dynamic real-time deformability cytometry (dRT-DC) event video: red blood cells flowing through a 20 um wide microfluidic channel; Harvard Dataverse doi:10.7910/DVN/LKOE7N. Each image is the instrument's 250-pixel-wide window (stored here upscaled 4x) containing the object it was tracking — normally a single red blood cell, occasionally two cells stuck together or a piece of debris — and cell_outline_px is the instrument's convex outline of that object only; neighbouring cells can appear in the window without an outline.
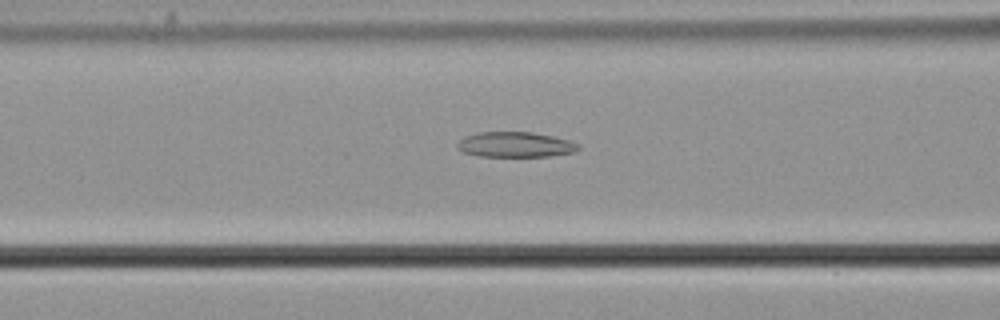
{"species": "common noctule bat (a hibernating species)", "species_latin": "Nyctalus noctula", "temperature_condition": "cold", "stored_images_in_passage": 45, "camera_frame_rate_fps": 3000, "um_per_image_px": 0.085, "animal": {"sex": "male", "body_mass_g": 21.5, "forearm_length_mm": 52.0}, "frame": {"image": 1, "passage_image": 16, "time_ms": 5.0, "image_size_px": [1000, 320], "cell_outline_px": [[580, 148], [572, 152], [548, 156], [480, 156], [464, 152], [456, 144], [464, 136], [480, 132], [532, 132], [552, 136], [568, 140], [580, 144]], "centroid_in_image_um": [43.81, 12.28], "position_along_channel_um": 122.8, "area_um2": 17.57}}
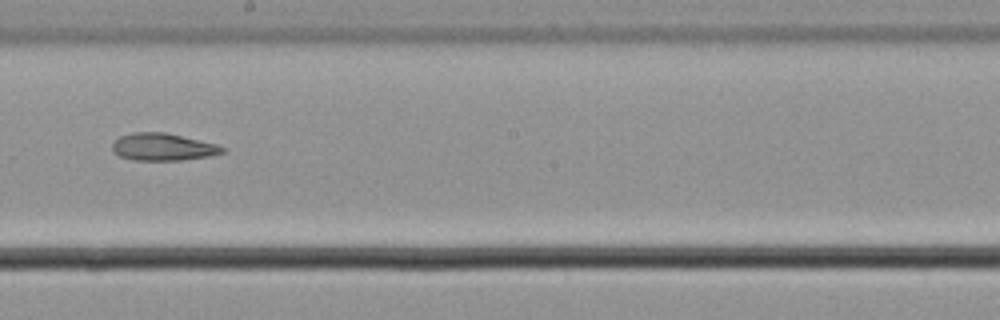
{"frame": {"image": 2, "passage_image": 25, "time_ms": 8.0, "image_size_px": [1000, 320], "cell_outline_px": [[224, 152], [212, 156], [180, 160], [132, 160], [120, 156], [112, 152], [112, 144], [120, 136], [132, 132], [164, 132], [216, 144], [224, 148]], "centroid_in_image_um": [13.82, 12.49], "position_along_channel_um": 234.4, "area_um2": 17.46}}
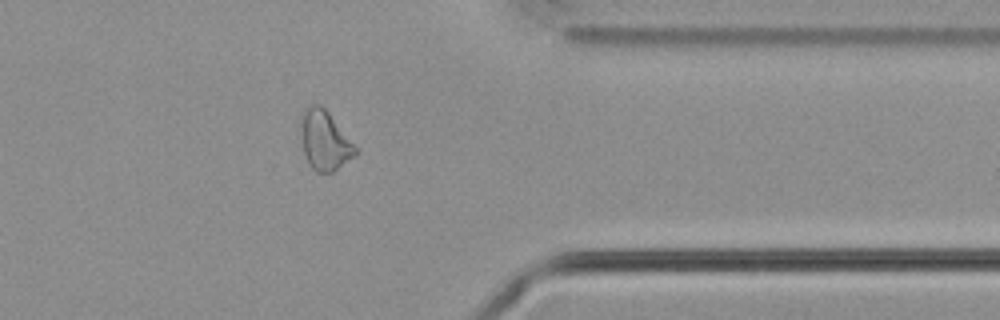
{"frame": {"image": 3, "passage_image": 38, "time_ms": 12.333, "image_size_px": [1000, 320], "cell_outline_px": [[356, 156], [332, 172], [316, 172], [308, 164], [304, 152], [300, 120], [300, 116], [312, 104], [320, 104], [328, 112], [356, 148]], "centroid_in_image_um": [27.58, 11.96], "position_along_channel_um": 383.8, "area_um2": 18.44}}